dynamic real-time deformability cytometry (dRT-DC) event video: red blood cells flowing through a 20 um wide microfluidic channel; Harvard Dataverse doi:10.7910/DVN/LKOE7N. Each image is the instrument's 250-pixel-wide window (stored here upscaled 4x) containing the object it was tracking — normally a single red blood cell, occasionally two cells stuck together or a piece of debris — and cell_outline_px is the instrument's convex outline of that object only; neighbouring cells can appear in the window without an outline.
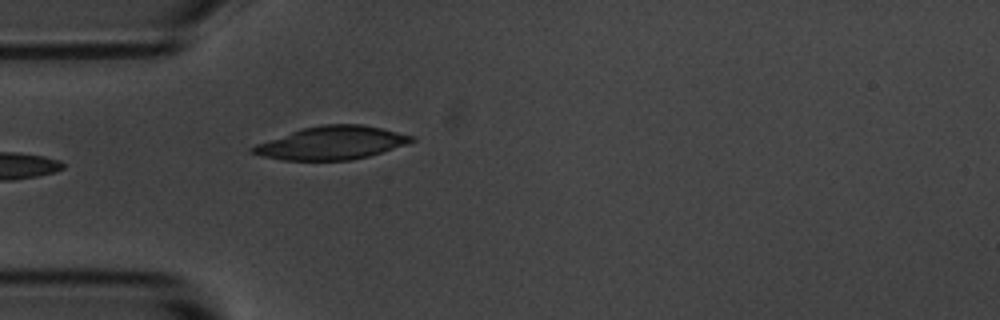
{"species": "common noctule bat (a hibernating species)", "species_latin": "Nyctalus noctula", "temperature_condition": "room temperature", "stored_images_in_passage": 3, "camera_frame_rate_fps": 3000, "um_per_image_px": 0.085, "animal": {"sex": "male", "body_mass_g": 20.1, "forearm_length_mm": 53.5}, "frame": {"image": 1, "passage_image": 3, "time_ms": 3.333, "image_size_px": [1000, 320], "cell_outline_px": [[416, 140], [368, 156], [348, 160], [280, 160], [260, 156], [248, 152], [248, 148], [256, 144], [300, 128], [324, 124], [360, 124], [380, 128], [416, 136]], "centroid_in_image_um": [28.11, 12.14], "position_along_channel_um": 56.9, "area_um2": 30.63}}